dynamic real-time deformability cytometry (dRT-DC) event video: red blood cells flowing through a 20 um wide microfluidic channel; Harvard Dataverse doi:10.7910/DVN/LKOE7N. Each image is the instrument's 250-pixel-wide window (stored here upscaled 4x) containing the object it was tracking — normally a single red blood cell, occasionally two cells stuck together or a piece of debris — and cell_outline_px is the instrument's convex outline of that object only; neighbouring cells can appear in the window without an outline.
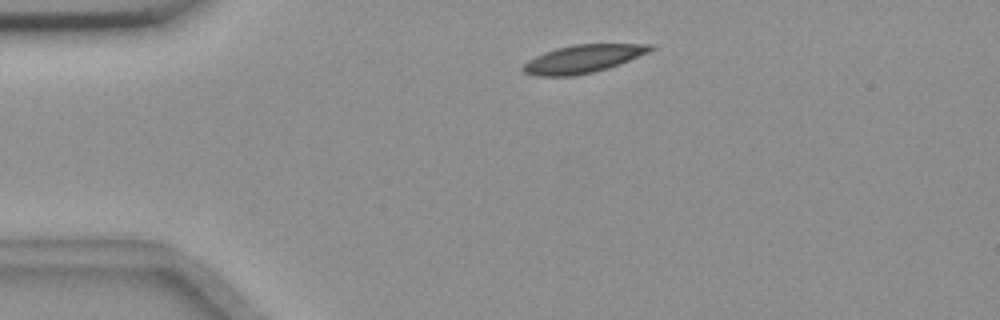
{"species": "common noctule bat (a hibernating species)", "species_latin": "Nyctalus noctula", "temperature_condition": "room temperature", "stored_images_in_passage": 2, "camera_frame_rate_fps": 3000, "um_per_image_px": 0.085, "animal": {"sex": "female", "body_mass_g": 18.4}, "frame": {"image": 1, "passage_image": 1, "time_ms": 0.0, "image_size_px": [1000, 320], "cell_outline_px": [[656, 48], [648, 52], [608, 68], [592, 72], [572, 76], [536, 76], [524, 72], [520, 68], [528, 60], [544, 52], [556, 48], [572, 44], [652, 44]], "centroid_in_image_um": [49.51, 5.0], "position_along_channel_um": 35.5, "area_um2": 20.63}}